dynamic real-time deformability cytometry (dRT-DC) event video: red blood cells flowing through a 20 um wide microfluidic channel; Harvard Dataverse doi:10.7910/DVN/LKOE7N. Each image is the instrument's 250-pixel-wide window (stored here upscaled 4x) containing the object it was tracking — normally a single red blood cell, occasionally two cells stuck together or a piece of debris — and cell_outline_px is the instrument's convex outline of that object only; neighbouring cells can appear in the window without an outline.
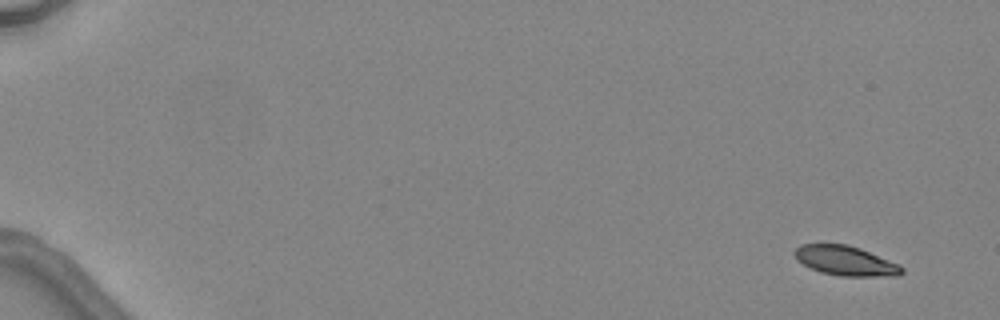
{"species": "common noctule bat (a hibernating species)", "species_latin": "Nyctalus noctula", "temperature_condition": "warm", "stored_images_in_passage": 5, "camera_frame_rate_fps": 3000, "um_per_image_px": 0.085, "animal": {"sex": "female", "body_mass_g": 24.6, "forearm_length_mm": 56.2}, "frame": {"image": 1, "passage_image": 1, "time_ms": 0.0, "image_size_px": [1000, 320], "cell_outline_px": [[904, 272], [900, 276], [840, 276], [820, 272], [796, 260], [792, 252], [800, 244], [848, 244], [860, 248], [900, 264], [904, 268]], "centroid_in_image_um": [71.89, 22.16], "position_along_channel_um": 13.1, "area_um2": 18.73}}
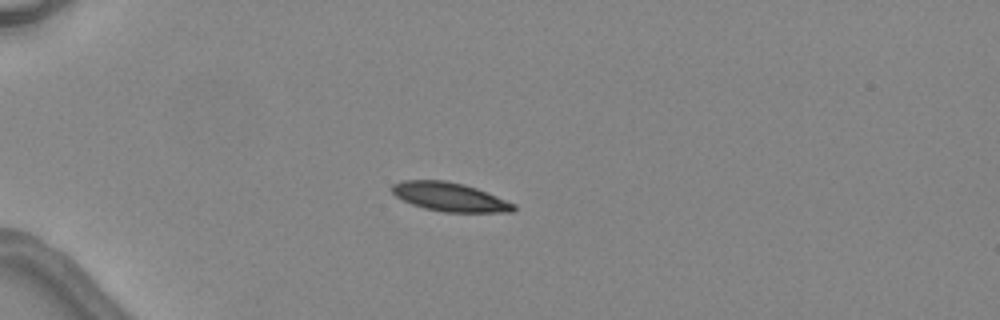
{"frame": {"image": 2, "passage_image": 4, "time_ms": 4.0, "image_size_px": [1000, 320], "cell_outline_px": [[516, 208], [512, 212], [444, 212], [424, 208], [412, 204], [396, 196], [392, 192], [392, 184], [404, 180], [444, 180], [464, 184], [476, 188], [516, 204]], "centroid_in_image_um": [38.23, 16.74], "position_along_channel_um": 46.8, "area_um2": 20.29}}